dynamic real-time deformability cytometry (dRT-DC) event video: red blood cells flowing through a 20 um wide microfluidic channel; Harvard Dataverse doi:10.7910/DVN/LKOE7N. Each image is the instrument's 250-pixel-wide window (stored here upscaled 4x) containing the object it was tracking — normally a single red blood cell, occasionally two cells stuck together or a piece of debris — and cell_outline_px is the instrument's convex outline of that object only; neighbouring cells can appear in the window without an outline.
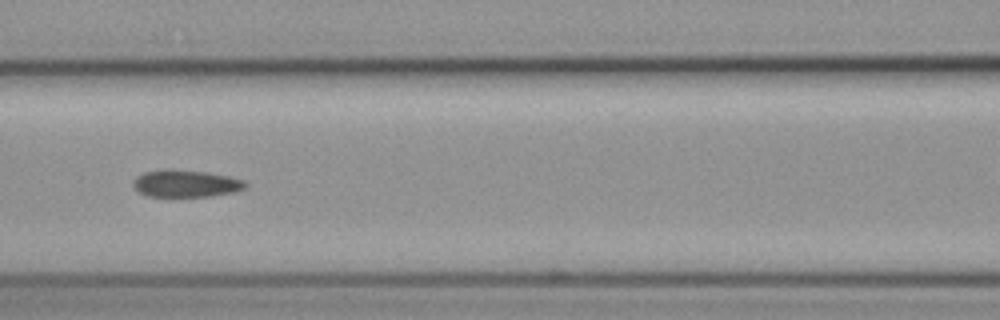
{"species": "common noctule bat (a hibernating species)", "species_latin": "Nyctalus noctula", "temperature_condition": "cold", "stored_images_in_passage": 10, "camera_frame_rate_fps": 3000, "um_per_image_px": 0.085, "animal": {"sex": "female", "body_mass_g": 19.3, "forearm_length_mm": 54.1}, "frame": {"image": 1, "passage_image": 6, "time_ms": 6.333, "image_size_px": [1000, 320], "cell_outline_px": [[248, 184], [244, 188], [236, 192], [212, 196], [148, 196], [140, 192], [132, 184], [132, 180], [136, 176], [144, 172], [208, 172], [228, 176], [244, 180]], "centroid_in_image_um": [15.86, 15.64], "position_along_channel_um": 150.7, "area_um2": 16.99}}
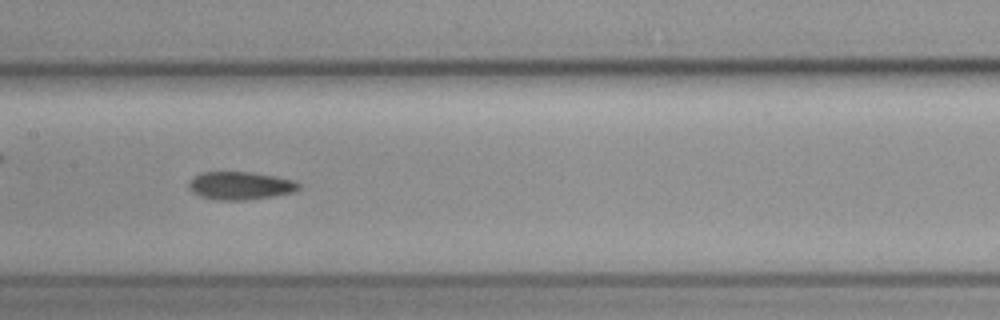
{"frame": {"image": 2, "passage_image": 7, "time_ms": 7.333, "image_size_px": [1000, 320], "cell_outline_px": [[300, 188], [292, 192], [272, 196], [244, 200], [216, 200], [200, 196], [192, 192], [188, 188], [188, 184], [192, 176], [200, 172], [248, 172], [272, 176], [292, 180], [300, 184]], "centroid_in_image_um": [20.34, 15.78], "position_along_channel_um": 187.1, "area_um2": 17.8}}